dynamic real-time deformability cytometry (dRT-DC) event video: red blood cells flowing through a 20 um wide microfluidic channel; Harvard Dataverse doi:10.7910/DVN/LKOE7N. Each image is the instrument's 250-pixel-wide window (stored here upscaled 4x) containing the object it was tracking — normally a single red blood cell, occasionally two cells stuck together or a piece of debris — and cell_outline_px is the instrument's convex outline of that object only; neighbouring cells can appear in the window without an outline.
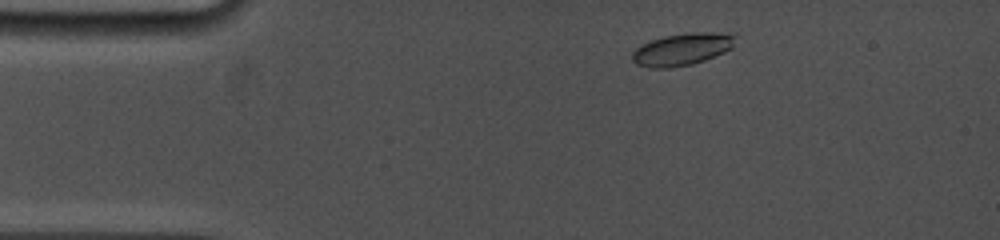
{"species": "common noctule bat (a hibernating species)", "species_latin": "Nyctalus noctula", "temperature_condition": "cold", "stored_images_in_passage": 27, "camera_frame_rate_fps": 5000, "um_per_image_px": 0.085, "animal": {"sex": "female", "body_mass_g": 19.0, "forearm_length_mm": 53.3}, "frame": {"image": 1, "passage_image": 3, "time_ms": 1.0, "image_size_px": [1000, 240], "cell_outline_px": [[732, 48], [724, 52], [704, 60], [692, 64], [668, 68], [648, 68], [636, 64], [632, 60], [632, 52], [640, 44], [664, 36], [692, 32], [712, 32], [732, 36]], "centroid_in_image_um": [57.88, 4.21], "position_along_channel_um": 27.1, "area_um2": 19.02}}
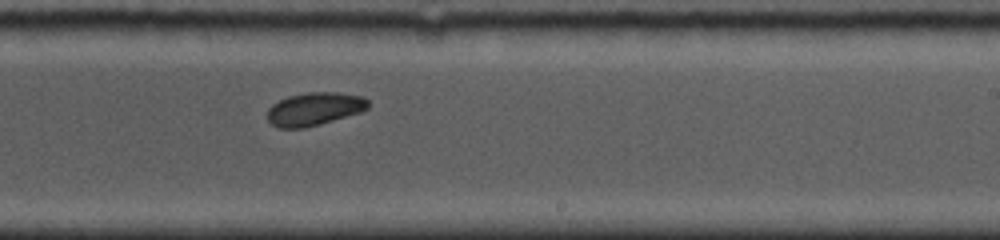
{"frame": {"image": 2, "passage_image": 17, "time_ms": 8.6, "image_size_px": [1000, 240], "cell_outline_px": [[368, 108], [360, 112], [320, 124], [304, 128], [280, 128], [272, 124], [268, 120], [268, 108], [272, 104], [288, 96], [308, 92], [336, 92], [360, 96], [368, 100]], "centroid_in_image_um": [26.7, 9.26], "position_along_channel_um": 262.3, "area_um2": 19.25}}
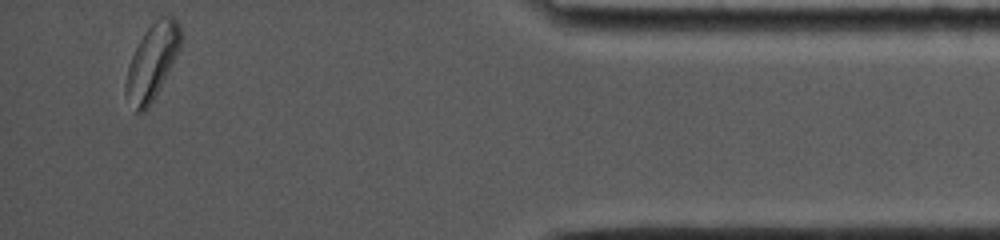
{"frame": {"image": 3, "passage_image": 27, "time_ms": 13.8, "image_size_px": [1000, 240], "cell_outline_px": [[180, 44], [148, 108], [144, 112], [136, 112], [124, 92], [124, 84], [128, 64], [140, 40], [148, 28], [160, 16], [172, 16], [180, 24]], "centroid_in_image_um": [12.87, 5.25], "position_along_channel_um": 422.3, "area_um2": 23.0}, "authors_computed_cell_mechanics": {"area_um2": 19.3052, "velocity_mm_per_s": 3.8268, "shape_relaxation_time_tau1_ms": 2.7258, "shape_relaxation_time_tau2_ms": null, "deformation_change_tau1": 0.093, "deformation_change_tau2": null}}